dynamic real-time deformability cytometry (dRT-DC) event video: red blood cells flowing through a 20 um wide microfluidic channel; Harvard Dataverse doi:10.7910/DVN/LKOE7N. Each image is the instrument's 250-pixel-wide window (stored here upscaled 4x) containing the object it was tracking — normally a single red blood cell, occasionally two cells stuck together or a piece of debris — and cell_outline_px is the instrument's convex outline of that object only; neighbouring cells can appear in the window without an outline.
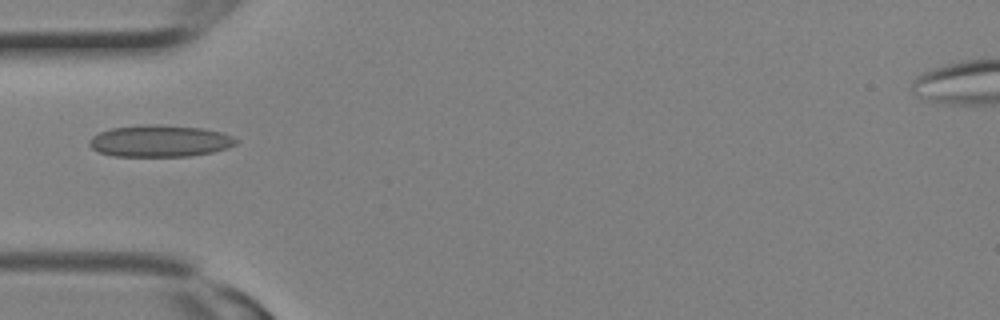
{"species": "Egyptian fruit bat (a non-hibernating species)", "species_latin": "Rousettus aegyptiacus", "temperature_condition": "room temperature", "stored_images_in_passage": 1, "camera_frame_rate_fps": 3000, "um_per_image_px": 0.085, "animal": {"sex": "female"}, "frame": {"image": 1, "passage_image": 1, "time_ms": 0.0, "image_size_px": [1000, 320], "cell_outline_px": [[240, 140], [236, 144], [228, 148], [212, 152], [188, 156], [112, 156], [100, 152], [92, 148], [88, 144], [88, 140], [92, 136], [100, 132], [112, 128], [140, 124], [156, 124], [204, 128], [220, 132], [232, 136]], "centroid_in_image_um": [13.59, 11.98], "position_along_channel_um": 71.4, "area_um2": 27.34}}